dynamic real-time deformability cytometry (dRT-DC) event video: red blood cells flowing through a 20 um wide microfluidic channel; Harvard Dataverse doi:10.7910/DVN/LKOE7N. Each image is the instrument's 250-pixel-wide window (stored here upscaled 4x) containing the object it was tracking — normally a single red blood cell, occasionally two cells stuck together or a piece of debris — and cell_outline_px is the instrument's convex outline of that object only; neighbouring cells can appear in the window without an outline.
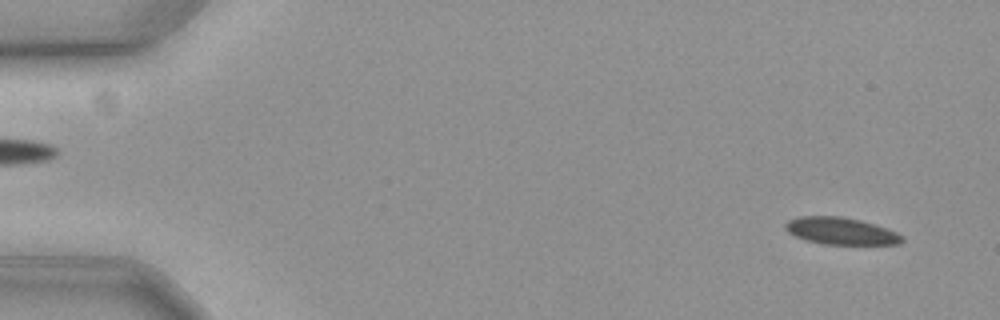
{"species": "common noctule bat (a hibernating species)", "species_latin": "Nyctalus noctula", "temperature_condition": "cold", "stored_images_in_passage": 16, "camera_frame_rate_fps": 3000, "um_per_image_px": 0.085, "animal": {"sex": "female", "body_mass_g": 19.3, "forearm_length_mm": 54.1}, "frame": {"image": 1, "passage_image": 1, "time_ms": 0.0, "image_size_px": [1000, 320], "cell_outline_px": [[904, 240], [900, 244], [820, 244], [804, 240], [788, 232], [784, 228], [784, 224], [788, 220], [800, 216], [840, 216], [860, 220], [896, 232], [904, 236]], "centroid_in_image_um": [71.43, 19.64], "position_along_channel_um": 13.6, "area_um2": 18.38}}
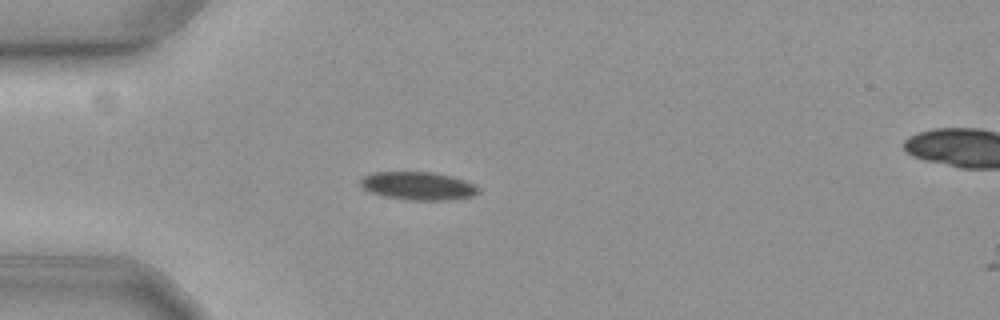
{"frame": {"image": 2, "passage_image": 14, "time_ms": 4.333, "image_size_px": [1000, 320], "cell_outline_px": [[480, 192], [476, 196], [452, 200], [408, 200], [384, 196], [368, 192], [360, 184], [360, 180], [364, 176], [372, 172], [432, 172], [452, 176], [476, 184], [480, 188]], "centroid_in_image_um": [35.59, 15.81], "position_along_channel_um": 49.4, "area_um2": 19.65}}